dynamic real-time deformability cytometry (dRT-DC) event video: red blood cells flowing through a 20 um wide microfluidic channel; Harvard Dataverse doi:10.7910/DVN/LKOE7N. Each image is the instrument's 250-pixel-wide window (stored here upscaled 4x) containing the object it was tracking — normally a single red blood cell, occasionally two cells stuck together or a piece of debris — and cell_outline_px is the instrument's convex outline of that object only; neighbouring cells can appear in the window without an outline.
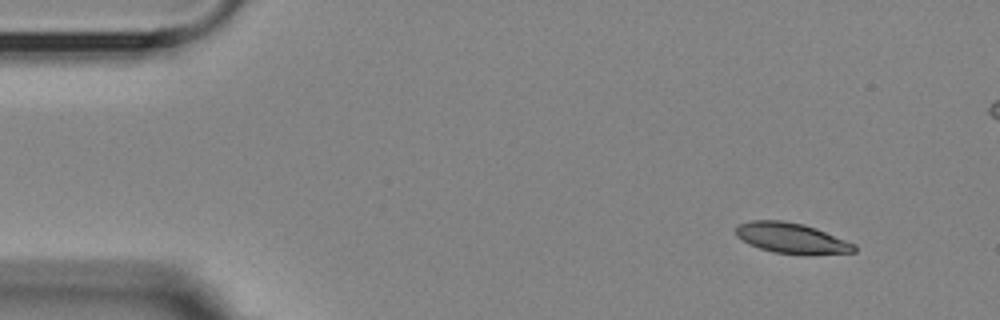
{"species": "Egyptian fruit bat (a non-hibernating species)", "species_latin": "Rousettus aegyptiacus", "temperature_condition": "room temperature", "stored_images_in_passage": 2, "camera_frame_rate_fps": 3000, "um_per_image_px": 0.085, "animal": {"sex": "female"}, "frame": {"image": 1, "passage_image": 2, "time_ms": 2.0, "image_size_px": [1000, 320], "cell_outline_px": [[856, 252], [808, 256], [804, 256], [772, 252], [748, 244], [736, 236], [736, 224], [752, 220], [784, 220], [804, 224], [816, 228], [856, 244]], "centroid_in_image_um": [67.3, 20.26], "position_along_channel_um": 17.7, "area_um2": 21.62}}